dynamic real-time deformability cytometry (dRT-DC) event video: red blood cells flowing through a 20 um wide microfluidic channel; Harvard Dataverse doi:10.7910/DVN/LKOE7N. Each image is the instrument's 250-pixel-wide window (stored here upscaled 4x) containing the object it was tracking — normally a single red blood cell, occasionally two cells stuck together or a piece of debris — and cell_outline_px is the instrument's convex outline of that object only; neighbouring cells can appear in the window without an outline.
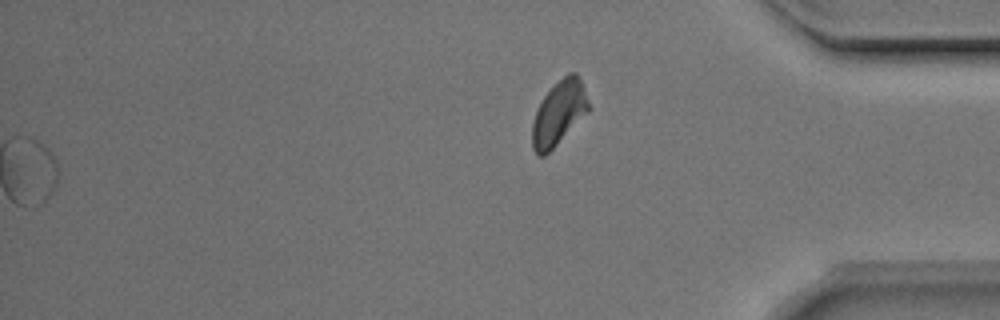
{"species": "Egyptian fruit bat (a non-hibernating species)", "species_latin": "Rousettus aegyptiacus", "temperature_condition": "room temperature", "stored_images_in_passage": 46, "segment_of_instrument_passage": [2, 2], "camera_frame_rate_fps": 3000, "um_per_image_px": 0.085, "animal": {"sex": "male"}, "frame": {"image": 1, "passage_image": 46, "time_ms": 15.0, "image_size_px": [1000, 320], "cell_outline_px": [[592, 108], [544, 156], [536, 156], [532, 148], [532, 124], [536, 112], [544, 96], [552, 84], [568, 72], [576, 72], [580, 80]], "centroid_in_image_um": [47.5, 9.58], "position_along_channel_um": 387.7, "area_um2": 21.04}}